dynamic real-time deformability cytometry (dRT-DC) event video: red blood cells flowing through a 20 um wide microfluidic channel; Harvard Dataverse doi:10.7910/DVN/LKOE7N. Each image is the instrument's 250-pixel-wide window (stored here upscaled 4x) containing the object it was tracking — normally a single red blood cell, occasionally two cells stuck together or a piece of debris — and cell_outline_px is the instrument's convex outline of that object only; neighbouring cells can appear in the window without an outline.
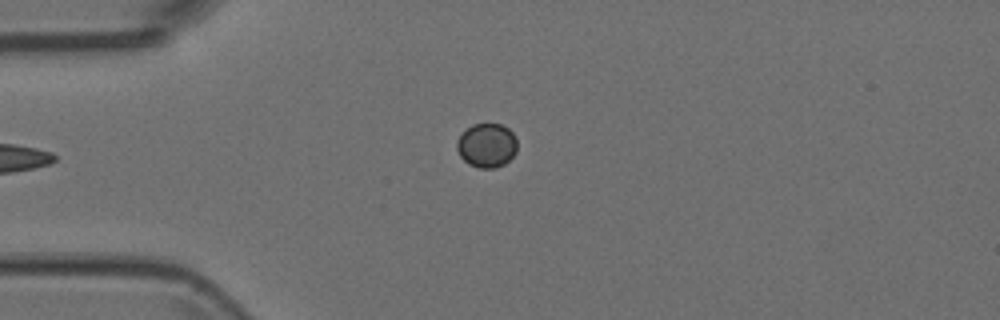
{"species": "Egyptian fruit bat (a non-hibernating species)", "species_latin": "Rousettus aegyptiacus", "temperature_condition": "room temperature", "stored_images_in_passage": 6, "camera_frame_rate_fps": 3000, "um_per_image_px": 0.085, "animal": {"sex": "female"}, "frame": {"image": 1, "passage_image": 6, "time_ms": 1.667, "image_size_px": [1000, 320], "cell_outline_px": [[516, 152], [504, 164], [496, 168], [480, 168], [468, 164], [460, 156], [456, 148], [456, 140], [472, 124], [500, 124], [508, 128], [512, 132], [516, 140]], "centroid_in_image_um": [41.36, 12.36], "position_along_channel_um": 43.6, "area_um2": 15.43}}